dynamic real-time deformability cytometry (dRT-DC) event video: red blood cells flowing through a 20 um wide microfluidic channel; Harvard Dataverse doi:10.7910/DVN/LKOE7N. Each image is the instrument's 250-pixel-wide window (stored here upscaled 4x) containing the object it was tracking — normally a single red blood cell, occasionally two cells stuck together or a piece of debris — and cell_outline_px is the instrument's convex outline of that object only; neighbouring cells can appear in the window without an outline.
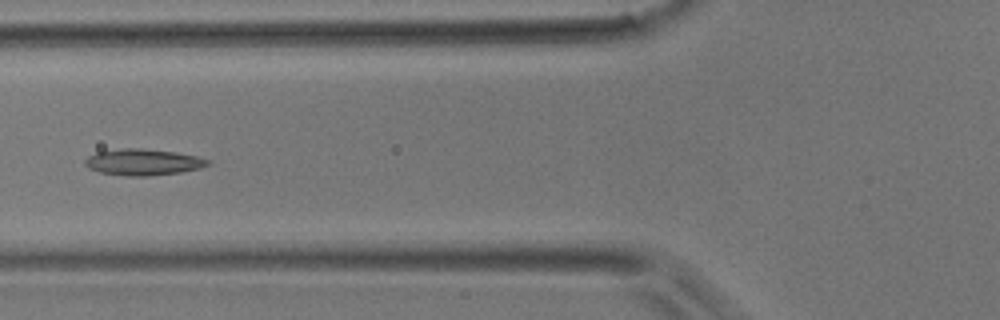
{"species": "common noctule bat (a hibernating species)", "species_latin": "Nyctalus noctula", "temperature_condition": "room temperature", "stored_images_in_passage": 5, "camera_frame_rate_fps": 3000, "um_per_image_px": 0.085, "animal": {"sex": "male", "body_mass_g": 17.9}, "frame": {"image": 1, "passage_image": 5, "time_ms": 1.333, "image_size_px": [1000, 320], "cell_outline_px": [[212, 164], [200, 168], [180, 172], [148, 176], [128, 176], [100, 172], [88, 168], [84, 164], [84, 160], [88, 156], [96, 152], [120, 148], [140, 148], [176, 152], [196, 156], [212, 160]], "centroid_in_image_um": [12.17, 13.77], "position_along_channel_um": 113.6, "area_um2": 18.96}}